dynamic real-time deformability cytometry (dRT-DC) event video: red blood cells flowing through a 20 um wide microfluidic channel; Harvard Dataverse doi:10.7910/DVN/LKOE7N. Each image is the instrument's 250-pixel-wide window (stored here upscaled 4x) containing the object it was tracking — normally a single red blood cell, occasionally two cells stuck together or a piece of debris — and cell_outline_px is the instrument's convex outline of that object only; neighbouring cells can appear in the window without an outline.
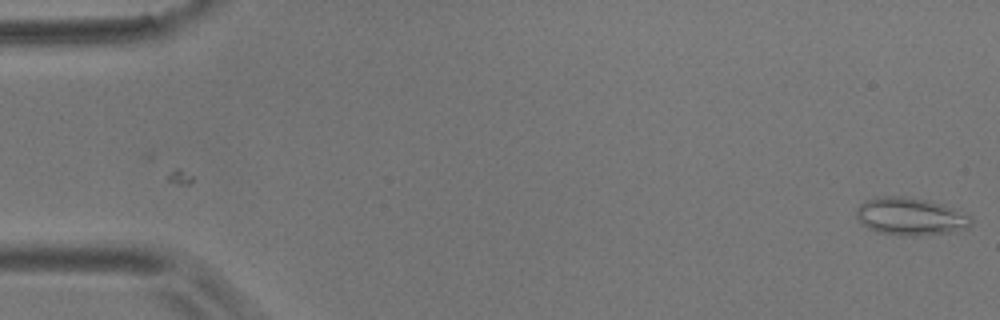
{"species": "common noctule bat (a hibernating species)", "species_latin": "Nyctalus noctula", "temperature_condition": "room temperature", "stored_images_in_passage": 2, "camera_frame_rate_fps": 3000, "um_per_image_px": 0.085, "animal": {"sex": "male", "body_mass_g": 17.9}, "frame": {"image": 1, "passage_image": 2, "time_ms": 0.333, "image_size_px": [1000, 320], "cell_outline_px": [[972, 224], [968, 228], [956, 232], [928, 236], [900, 236], [876, 232], [860, 224], [856, 216], [856, 208], [864, 200], [876, 196], [900, 196], [928, 200], [944, 204], [968, 212], [972, 216]], "centroid_in_image_um": [77.44, 18.42], "position_along_channel_um": 7.6, "area_um2": 26.24}}